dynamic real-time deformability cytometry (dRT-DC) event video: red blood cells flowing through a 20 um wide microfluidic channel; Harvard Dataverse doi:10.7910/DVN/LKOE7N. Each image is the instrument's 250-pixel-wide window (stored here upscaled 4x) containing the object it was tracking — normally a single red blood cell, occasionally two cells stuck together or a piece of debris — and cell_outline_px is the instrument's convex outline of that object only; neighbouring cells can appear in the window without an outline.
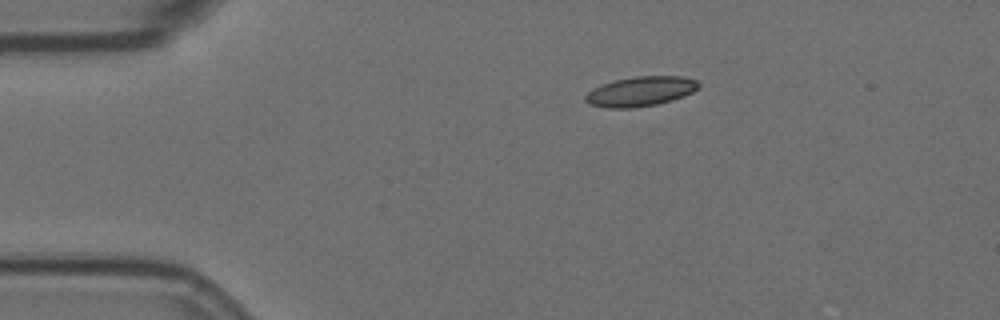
{"species": "Egyptian fruit bat (a non-hibernating species)", "species_latin": "Rousettus aegyptiacus", "temperature_condition": "room temperature", "stored_images_in_passage": 2, "camera_frame_rate_fps": 3000, "um_per_image_px": 0.085, "animal": {"sex": "female"}, "frame": {"image": 1, "passage_image": 1, "time_ms": 0.0, "image_size_px": [1000, 320], "cell_outline_px": [[700, 88], [684, 96], [672, 100], [656, 104], [632, 108], [608, 108], [588, 104], [584, 100], [584, 96], [592, 88], [616, 80], [636, 76], [684, 76], [700, 80]], "centroid_in_image_um": [54.48, 7.76], "position_along_channel_um": 30.5, "area_um2": 19.77}}